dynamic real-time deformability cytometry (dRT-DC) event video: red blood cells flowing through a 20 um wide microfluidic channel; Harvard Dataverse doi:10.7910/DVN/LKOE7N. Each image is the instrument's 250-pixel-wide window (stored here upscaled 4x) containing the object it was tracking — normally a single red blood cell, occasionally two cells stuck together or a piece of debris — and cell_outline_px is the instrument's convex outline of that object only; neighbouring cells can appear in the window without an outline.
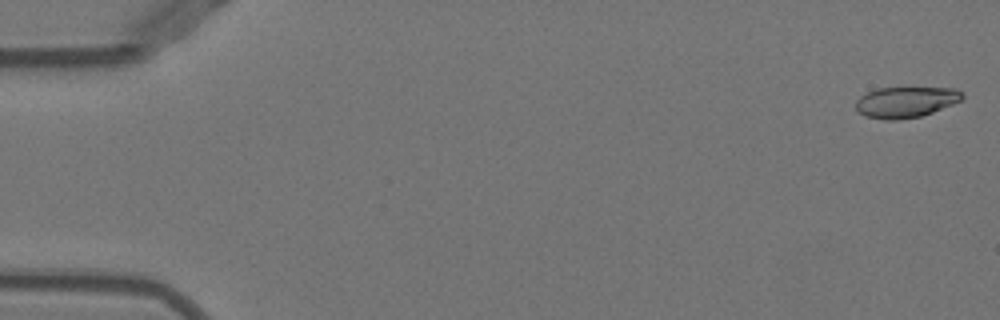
{"species": "Egyptian fruit bat (a non-hibernating species)", "species_latin": "Rousettus aegyptiacus", "temperature_condition": "warm", "stored_images_in_passage": 23, "camera_frame_rate_fps": 3000, "um_per_image_px": 0.085, "animal": {"sex": "female"}, "frame": {"image": 1, "passage_image": 1, "time_ms": 0.0, "image_size_px": [1000, 320], "cell_outline_px": [[964, 96], [960, 100], [952, 104], [932, 112], [920, 116], [900, 120], [884, 120], [864, 116], [856, 112], [856, 100], [860, 96], [876, 88], [956, 88]], "centroid_in_image_um": [76.93, 8.69], "position_along_channel_um": 8.1, "area_um2": 19.13}}
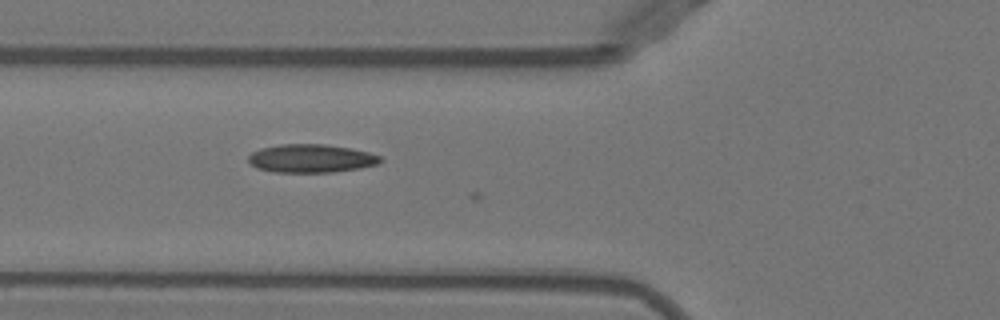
{"frame": {"image": 2, "passage_image": 19, "time_ms": 6.0, "image_size_px": [1000, 320], "cell_outline_px": [[384, 160], [380, 164], [360, 168], [332, 172], [276, 172], [256, 168], [248, 160], [248, 156], [252, 152], [260, 148], [280, 144], [324, 144], [352, 148], [368, 152], [380, 156]], "centroid_in_image_um": [26.47, 13.46], "position_along_channel_um": 99.3, "area_um2": 21.91}}
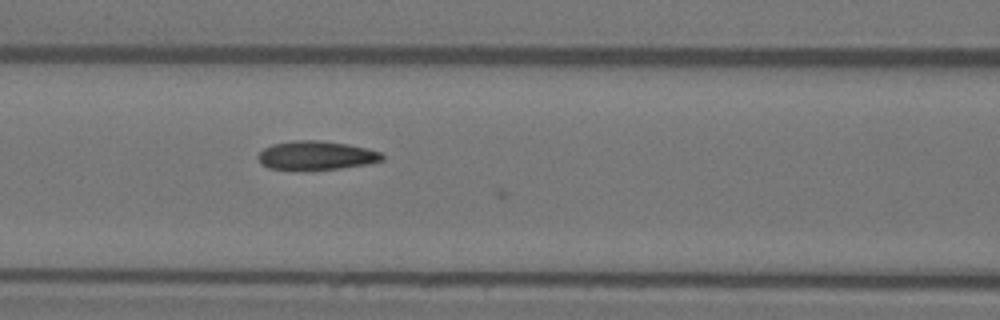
{"frame": {"image": 3, "passage_image": 22, "time_ms": 7.0, "image_size_px": [1000, 320], "cell_outline_px": [[384, 160], [368, 164], [340, 168], [268, 168], [260, 164], [256, 156], [264, 148], [272, 144], [292, 140], [316, 140], [348, 144], [368, 148], [380, 152], [384, 156]], "centroid_in_image_um": [26.88, 13.18], "position_along_channel_um": 139.7, "area_um2": 20.52}}